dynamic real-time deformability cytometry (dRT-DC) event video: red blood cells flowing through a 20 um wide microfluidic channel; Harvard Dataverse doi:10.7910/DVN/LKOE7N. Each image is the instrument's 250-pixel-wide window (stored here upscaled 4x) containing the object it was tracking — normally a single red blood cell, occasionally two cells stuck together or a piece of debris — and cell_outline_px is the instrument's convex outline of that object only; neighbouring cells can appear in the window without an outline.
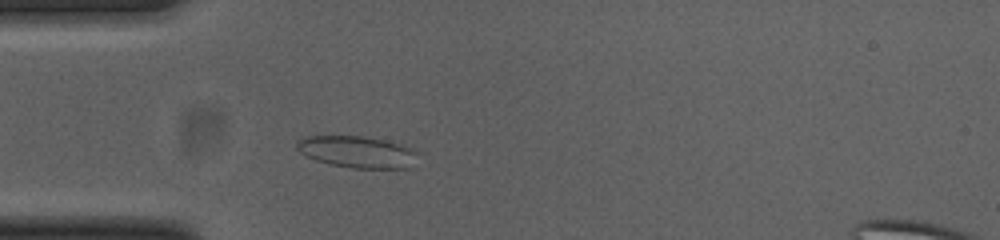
{"species": "common noctule bat (a hibernating species)", "species_latin": "Nyctalus noctula", "temperature_condition": "cold", "stored_images_in_passage": 36, "camera_frame_rate_fps": 3000, "um_per_image_px": 0.085, "animal": {"sex": "female", "body_mass_g": 23.0, "forearm_length_mm": 53.4}, "frame": {"image": 1, "passage_image": 7, "time_ms": 2.0, "image_size_px": [1000, 240], "cell_outline_px": [[420, 152], [408, 168], [352, 168], [332, 164], [316, 160], [300, 152], [296, 148], [296, 144], [304, 136], [364, 136], [396, 144]], "centroid_in_image_um": [30.33, 12.91], "position_along_channel_um": 54.7, "area_um2": 21.85}}
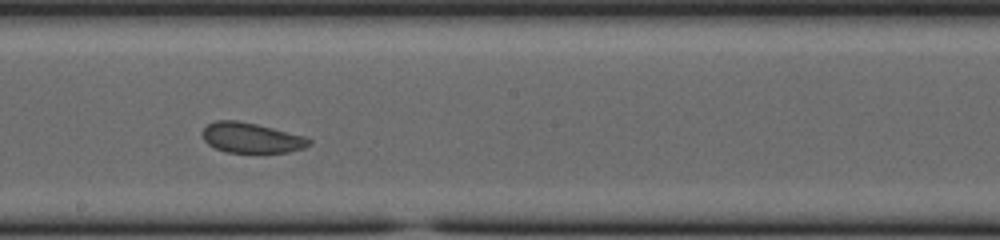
{"frame": {"image": 2, "passage_image": 21, "time_ms": 6.667, "image_size_px": [1000, 240], "cell_outline_px": [[312, 144], [304, 148], [288, 152], [228, 152], [216, 148], [208, 144], [204, 140], [204, 128], [208, 124], [216, 120], [236, 120], [256, 124], [304, 136], [312, 140]], "centroid_in_image_um": [21.39, 11.71], "position_along_channel_um": 226.8, "area_um2": 18.5}}
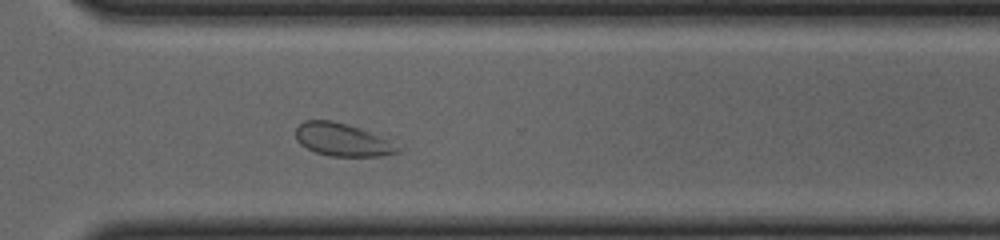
{"frame": {"image": 3, "passage_image": 30, "time_ms": 9.667, "image_size_px": [1000, 240], "cell_outline_px": [[400, 152], [380, 156], [332, 156], [316, 152], [300, 144], [296, 140], [296, 128], [304, 120], [332, 120], [348, 124], [360, 128], [400, 148]], "centroid_in_image_um": [29.02, 11.87], "position_along_channel_um": 341.6, "area_um2": 19.02}, "authors_computed_cell_mechanics": {"area_um2": 19.5653, "velocity_mm_per_s": 3.8156, "shape_relaxation_time_tau1_ms": null, "shape_relaxation_time_tau2_ms": 1.2336, "deformation_change_tau1": null, "deformation_change_tau2": 0.0664}}